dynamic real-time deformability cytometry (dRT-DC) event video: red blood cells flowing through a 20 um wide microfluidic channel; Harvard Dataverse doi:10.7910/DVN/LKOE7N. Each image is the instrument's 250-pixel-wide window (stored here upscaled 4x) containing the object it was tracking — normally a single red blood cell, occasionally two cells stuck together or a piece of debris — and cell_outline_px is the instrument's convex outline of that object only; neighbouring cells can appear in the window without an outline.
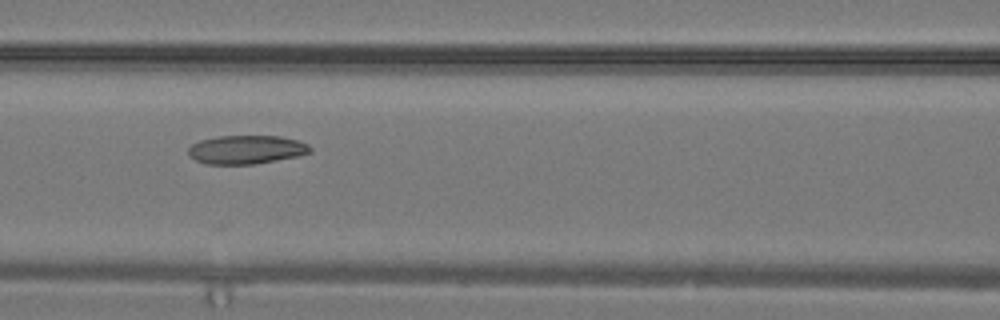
{"species": "common noctule bat (a hibernating species)", "species_latin": "Nyctalus noctula", "temperature_condition": "warm", "stored_images_in_passage": 10, "camera_frame_rate_fps": 3000, "um_per_image_px": 0.085, "animal": {"sex": "male", "body_mass_g": 19.2, "forearm_length_mm": 51.8}, "frame": {"image": 1, "passage_image": 5, "time_ms": 1.333, "image_size_px": [1000, 320], "cell_outline_px": [[312, 152], [300, 156], [256, 164], [208, 164], [196, 160], [188, 156], [188, 148], [192, 144], [200, 140], [216, 136], [280, 136], [296, 140], [308, 144], [312, 148]], "centroid_in_image_um": [20.95, 12.72], "position_along_channel_um": 145.7, "area_um2": 20.52}}
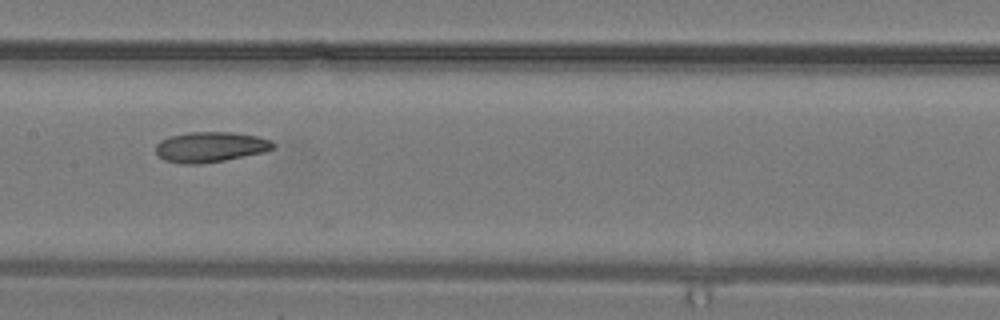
{"frame": {"image": 2, "passage_image": 7, "time_ms": 2.0, "image_size_px": [1000, 320], "cell_outline_px": [[276, 144], [272, 148], [264, 152], [224, 160], [200, 164], [184, 164], [164, 160], [156, 152], [156, 144], [160, 140], [168, 136], [192, 132], [232, 132], [256, 136], [272, 140]], "centroid_in_image_um": [17.87, 12.49], "position_along_channel_um": 189.5, "area_um2": 20.69}}
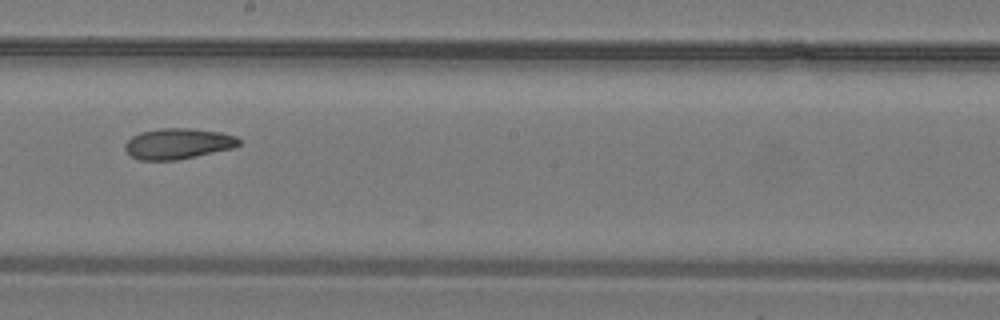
{"frame": {"image": 3, "passage_image": 9, "time_ms": 2.667, "image_size_px": [1000, 320], "cell_outline_px": [[240, 144], [232, 148], [196, 156], [176, 160], [140, 160], [132, 156], [124, 148], [124, 144], [132, 136], [140, 132], [160, 128], [192, 128], [220, 132], [236, 136], [240, 140]], "centroid_in_image_um": [15.12, 12.2], "position_along_channel_um": 233.1, "area_um2": 20.35}}